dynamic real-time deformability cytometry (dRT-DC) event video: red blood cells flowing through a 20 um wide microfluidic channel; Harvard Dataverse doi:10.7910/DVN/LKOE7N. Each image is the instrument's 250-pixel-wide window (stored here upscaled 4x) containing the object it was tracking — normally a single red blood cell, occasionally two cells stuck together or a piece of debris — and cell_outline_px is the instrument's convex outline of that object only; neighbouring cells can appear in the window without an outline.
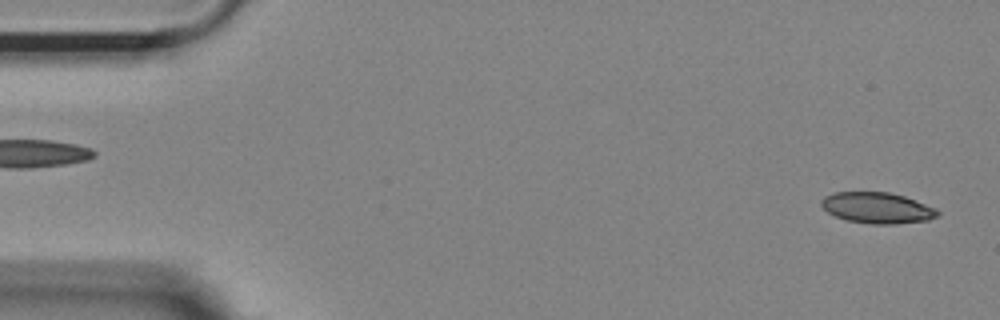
{"species": "Egyptian fruit bat (a non-hibernating species)", "species_latin": "Rousettus aegyptiacus", "temperature_condition": "room temperature", "stored_images_in_passage": 20, "camera_frame_rate_fps": 3000, "um_per_image_px": 0.085, "animal": {"sex": "female"}, "frame": {"image": 1, "passage_image": 1, "time_ms": 0.0, "image_size_px": [1000, 320], "cell_outline_px": [[940, 216], [928, 220], [896, 224], [872, 224], [848, 220], [836, 216], [828, 212], [820, 204], [820, 200], [824, 196], [836, 192], [888, 192], [904, 196], [936, 208], [940, 212]], "centroid_in_image_um": [74.59, 17.67], "position_along_channel_um": 10.4, "area_um2": 20.98}}
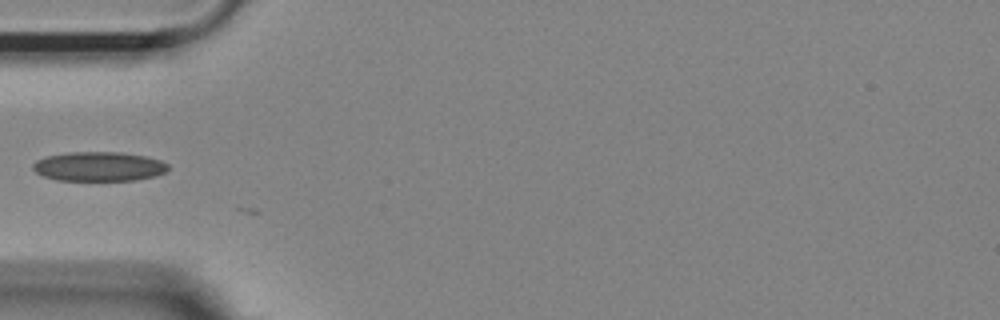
{"frame": {"image": 2, "passage_image": 16, "time_ms": 5.0, "image_size_px": [1000, 320], "cell_outline_px": [[168, 172], [156, 176], [136, 180], [56, 180], [44, 176], [36, 172], [32, 168], [32, 164], [36, 160], [48, 156], [68, 152], [120, 152], [144, 156], [160, 160], [168, 164]], "centroid_in_image_um": [8.42, 14.15], "position_along_channel_um": 76.6, "area_um2": 23.18}}
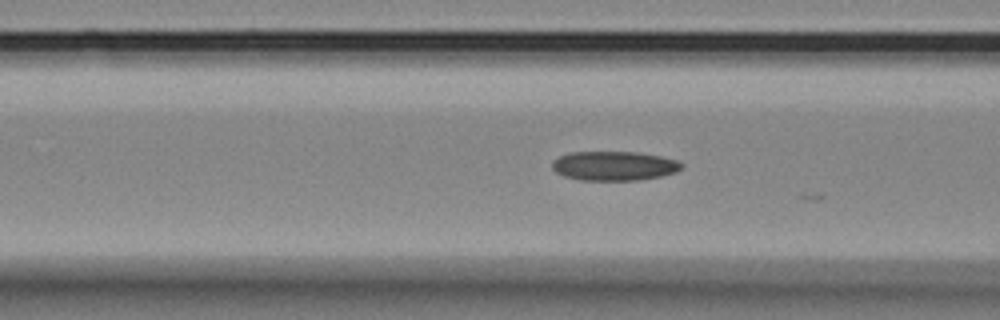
{"frame": {"image": 3, "passage_image": 19, "time_ms": 6.0, "image_size_px": [1000, 320], "cell_outline_px": [[684, 164], [676, 172], [660, 176], [636, 180], [580, 180], [564, 176], [556, 172], [552, 168], [552, 160], [560, 156], [572, 152], [640, 152], [660, 156], [676, 160]], "centroid_in_image_um": [52.18, 14.09], "position_along_channel_um": 114.4, "area_um2": 22.02}}